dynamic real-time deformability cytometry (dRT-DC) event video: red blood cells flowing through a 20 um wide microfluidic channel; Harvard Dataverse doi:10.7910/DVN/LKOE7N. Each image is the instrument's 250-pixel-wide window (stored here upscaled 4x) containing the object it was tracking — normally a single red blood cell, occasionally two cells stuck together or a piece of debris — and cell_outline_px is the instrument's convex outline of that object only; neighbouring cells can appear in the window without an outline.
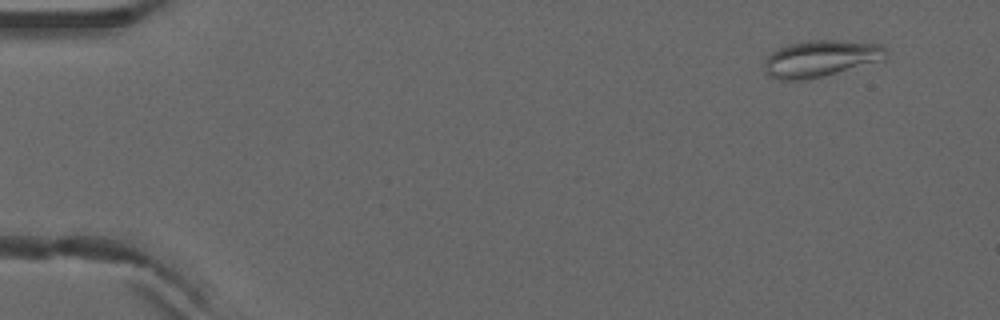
{"species": "common noctule bat (a hibernating species)", "species_latin": "Nyctalus noctula", "temperature_condition": "warm", "stored_images_in_passage": 6, "camera_frame_rate_fps": 3000, "um_per_image_px": 0.085, "animal": {"sex": "male", "forearm_length_mm": 52.5}, "frame": {"image": 1, "passage_image": 1, "time_ms": 0.0, "image_size_px": [1000, 320], "cell_outline_px": [[888, 52], [884, 60], [824, 76], [804, 80], [776, 80], [768, 76], [764, 72], [764, 60], [776, 48], [788, 44], [808, 40], [836, 40], [880, 44]], "centroid_in_image_um": [69.71, 4.98], "position_along_channel_um": 15.3, "area_um2": 26.24}}